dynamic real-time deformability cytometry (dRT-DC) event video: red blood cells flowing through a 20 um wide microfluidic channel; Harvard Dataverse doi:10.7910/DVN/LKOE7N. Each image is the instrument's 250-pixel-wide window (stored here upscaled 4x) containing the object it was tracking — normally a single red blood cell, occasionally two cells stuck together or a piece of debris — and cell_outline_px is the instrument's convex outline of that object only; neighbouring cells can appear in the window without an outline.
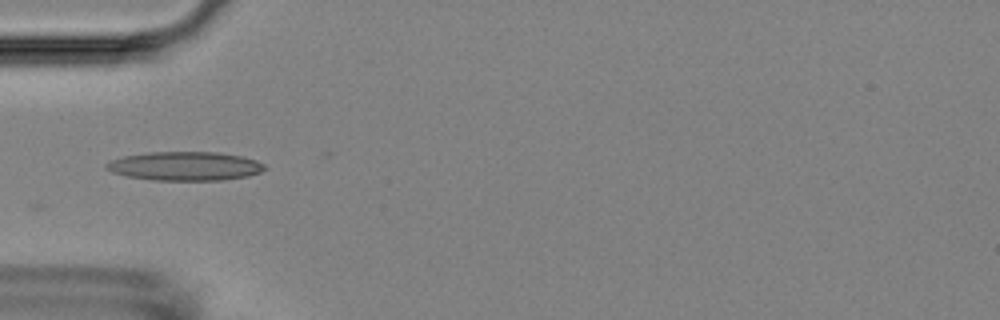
{"species": "Egyptian fruit bat (a non-hibernating species)", "species_latin": "Rousettus aegyptiacus", "temperature_condition": "room temperature", "stored_images_in_passage": 22, "camera_frame_rate_fps": 3000, "um_per_image_px": 0.085, "animal": {"sex": "female"}, "frame": {"image": 1, "passage_image": 1, "time_ms": 0.0, "image_size_px": [1000, 320], "cell_outline_px": [[268, 168], [260, 172], [248, 176], [224, 180], [152, 180], [124, 176], [112, 172], [104, 168], [104, 164], [112, 160], [124, 156], [148, 152], [216, 152], [240, 156], [256, 160], [264, 164]], "centroid_in_image_um": [15.71, 14.12], "position_along_channel_um": 69.3, "area_um2": 26.76}}
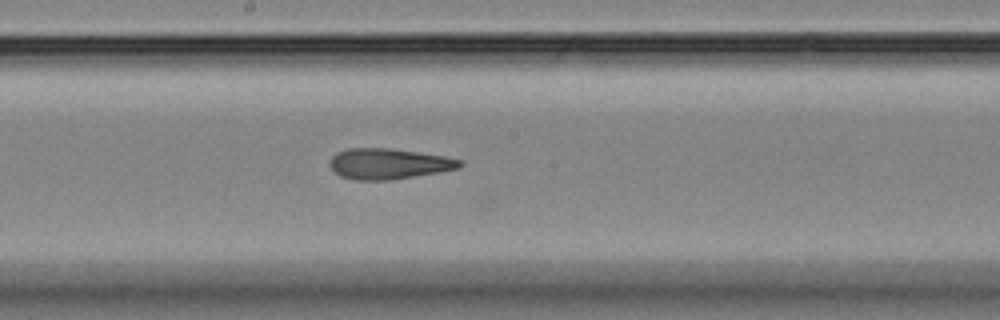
{"frame": {"image": 2, "passage_image": 13, "time_ms": 4.0, "image_size_px": [1000, 320], "cell_outline_px": [[464, 164], [456, 168], [440, 172], [388, 180], [356, 180], [340, 176], [332, 172], [328, 164], [332, 156], [336, 152], [348, 148], [392, 148], [444, 156], [460, 160]], "centroid_in_image_um": [32.96, 13.92], "position_along_channel_um": 215.2, "area_um2": 23.29}}
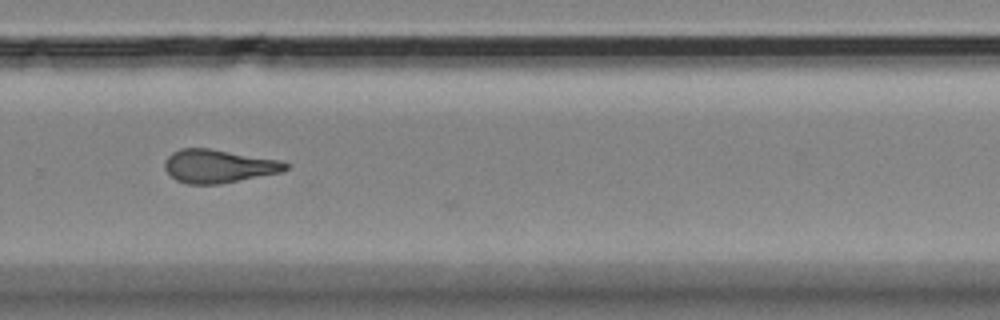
{"frame": {"image": 3, "passage_image": 21, "time_ms": 6.667, "image_size_px": [1000, 320], "cell_outline_px": [[288, 168], [280, 172], [220, 184], [188, 184], [176, 180], [164, 168], [164, 160], [172, 152], [180, 148], [208, 148], [280, 160], [288, 164]], "centroid_in_image_um": [18.53, 14.12], "position_along_channel_um": 311.3, "area_um2": 23.29}}